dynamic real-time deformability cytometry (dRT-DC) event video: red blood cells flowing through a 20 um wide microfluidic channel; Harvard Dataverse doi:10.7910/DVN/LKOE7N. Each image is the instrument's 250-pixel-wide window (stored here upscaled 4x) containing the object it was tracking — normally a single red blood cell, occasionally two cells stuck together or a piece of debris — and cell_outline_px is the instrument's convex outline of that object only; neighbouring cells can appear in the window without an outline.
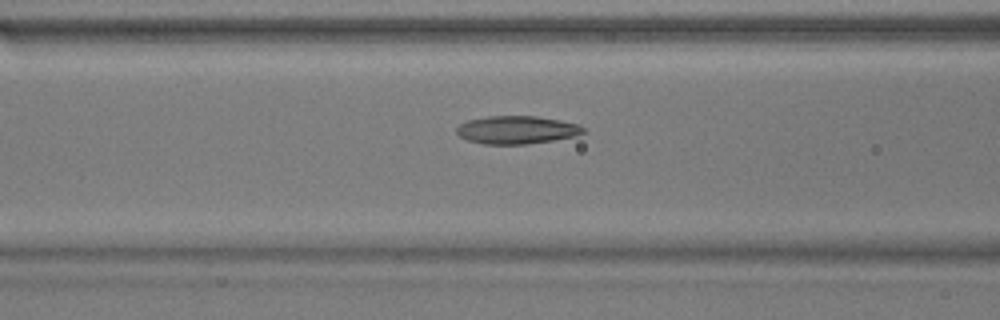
{"species": "common noctule bat (a hibernating species)", "species_latin": "Nyctalus noctula", "temperature_condition": "warm", "stored_images_in_passage": 50, "camera_frame_rate_fps": 3000, "um_per_image_px": 0.085, "animal": {"sex": "male", "body_mass_g": 17.9}, "frame": {"image": 1, "passage_image": 18, "time_ms": 5.667, "image_size_px": [1000, 320], "cell_outline_px": [[584, 132], [572, 136], [552, 140], [528, 144], [484, 144], [468, 140], [460, 136], [456, 132], [456, 128], [460, 124], [468, 120], [488, 116], [536, 116], [560, 120], [580, 124], [584, 128]], "centroid_in_image_um": [43.91, 11.03], "position_along_channel_um": 122.7, "area_um2": 20.52}}
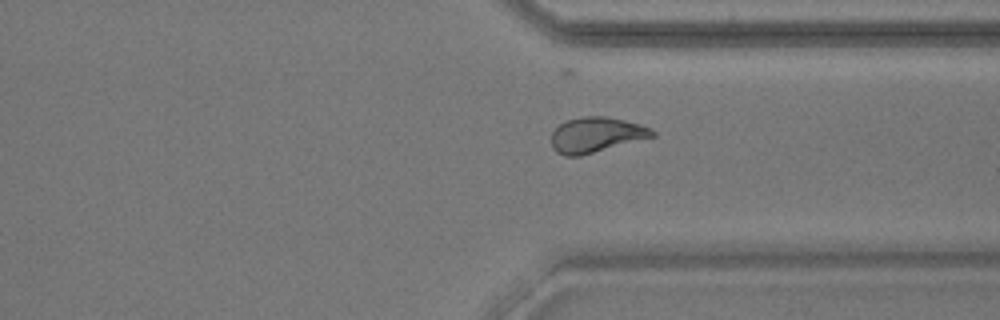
{"frame": {"image": 2, "passage_image": 37, "time_ms": 12.0, "image_size_px": [1000, 320], "cell_outline_px": [[656, 136], [580, 156], [564, 156], [556, 152], [552, 148], [552, 132], [560, 124], [568, 120], [580, 116], [608, 116], [640, 124], [652, 128], [656, 132]], "centroid_in_image_um": [50.69, 11.46], "position_along_channel_um": 360.7, "area_um2": 20.87}}
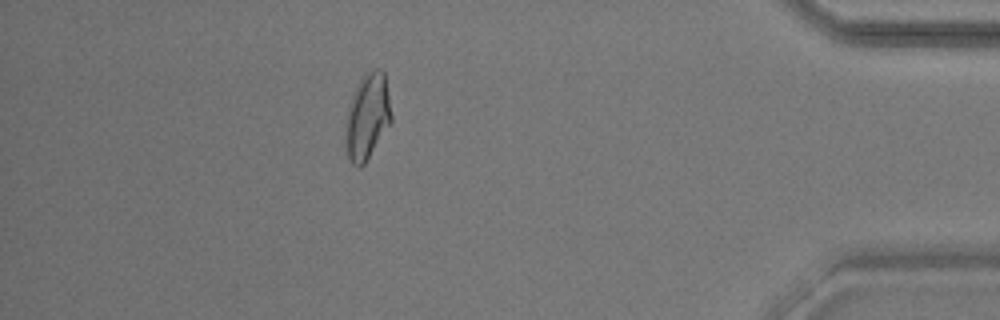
{"frame": {"image": 3, "passage_image": 44, "time_ms": 14.333, "image_size_px": [1000, 320], "cell_outline_px": [[392, 120], [364, 164], [360, 168], [352, 164], [348, 156], [344, 136], [348, 108], [356, 84], [364, 72], [372, 68], [380, 68], [384, 72], [392, 116]], "centroid_in_image_um": [31.21, 9.86], "position_along_channel_um": 404.0, "area_um2": 22.95}, "authors_computed_cell_mechanics": {"area_um2": 21.1259, "velocity_mm_per_s": 3.7567, "shape_relaxation_time_tau1_ms": null, "shape_relaxation_time_tau2_ms": 1.8503, "deformation_change_tau1": null, "deformation_change_tau2": 0.086}}